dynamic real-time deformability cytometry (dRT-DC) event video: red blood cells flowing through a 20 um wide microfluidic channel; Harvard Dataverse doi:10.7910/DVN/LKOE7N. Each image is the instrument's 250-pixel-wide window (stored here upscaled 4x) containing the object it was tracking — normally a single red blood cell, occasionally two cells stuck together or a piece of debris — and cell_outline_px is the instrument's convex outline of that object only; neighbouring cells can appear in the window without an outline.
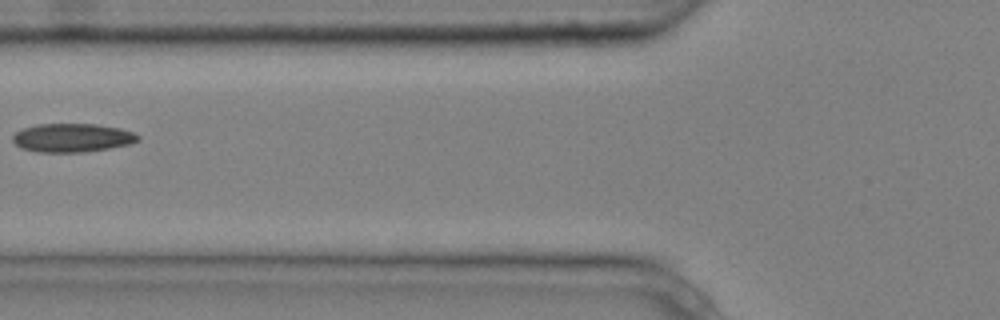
{"species": "common noctule bat (a hibernating species)", "species_latin": "Nyctalus noctula", "temperature_condition": "cold", "stored_images_in_passage": 6, "camera_frame_rate_fps": 3000, "um_per_image_px": 0.085, "animal": {"sex": "male", "body_mass_g": 20.4}, "frame": {"image": 1, "passage_image": 6, "time_ms": 1.667, "image_size_px": [1000, 320], "cell_outline_px": [[140, 140], [132, 144], [84, 152], [36, 152], [20, 148], [12, 140], [12, 136], [16, 132], [24, 128], [36, 124], [96, 124], [120, 128], [132, 132], [140, 136]], "centroid_in_image_um": [6.14, 11.71], "position_along_channel_um": 119.7, "area_um2": 20.98}}